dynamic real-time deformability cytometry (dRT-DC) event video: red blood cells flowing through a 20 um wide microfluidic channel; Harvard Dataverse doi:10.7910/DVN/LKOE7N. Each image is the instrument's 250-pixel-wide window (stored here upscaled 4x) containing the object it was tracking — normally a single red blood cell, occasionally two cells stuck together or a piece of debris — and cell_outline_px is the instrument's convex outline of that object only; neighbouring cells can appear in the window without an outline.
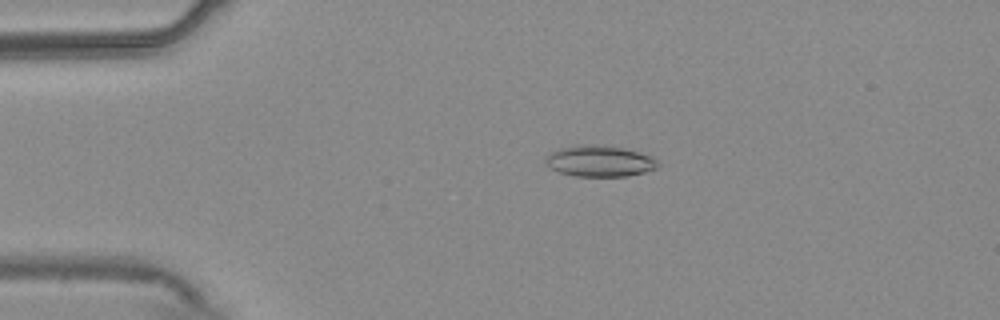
{"species": "common noctule bat (a hibernating species)", "species_latin": "Nyctalus noctula", "temperature_condition": "warm", "stored_images_in_passage": 55, "camera_frame_rate_fps": 3000, "um_per_image_px": 0.085, "animal": {"sex": "male", "body_mass_g": 20.4}, "frame": {"image": 1, "passage_image": 12, "time_ms": 3.667, "image_size_px": [1000, 320], "cell_outline_px": [[660, 164], [656, 168], [644, 172], [628, 176], [576, 176], [560, 172], [544, 164], [544, 160], [552, 152], [560, 148], [576, 144], [604, 144], [624, 148], [652, 156]], "centroid_in_image_um": [50.97, 13.67], "position_along_channel_um": 34.0, "area_um2": 20.52}}
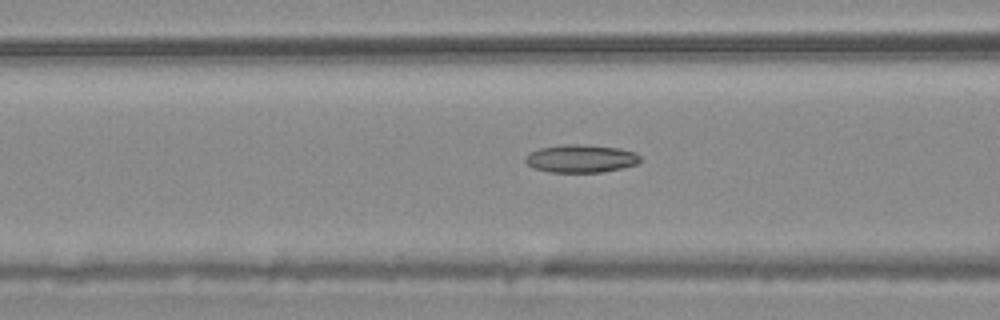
{"frame": {"image": 2, "passage_image": 22, "time_ms": 7.0, "image_size_px": [1000, 320], "cell_outline_px": [[640, 160], [636, 164], [620, 168], [600, 172], [548, 172], [532, 168], [524, 160], [528, 152], [540, 148], [564, 144], [580, 144], [620, 148], [636, 152], [640, 156]], "centroid_in_image_um": [49.34, 13.47], "position_along_channel_um": 117.3, "area_um2": 18.73}}
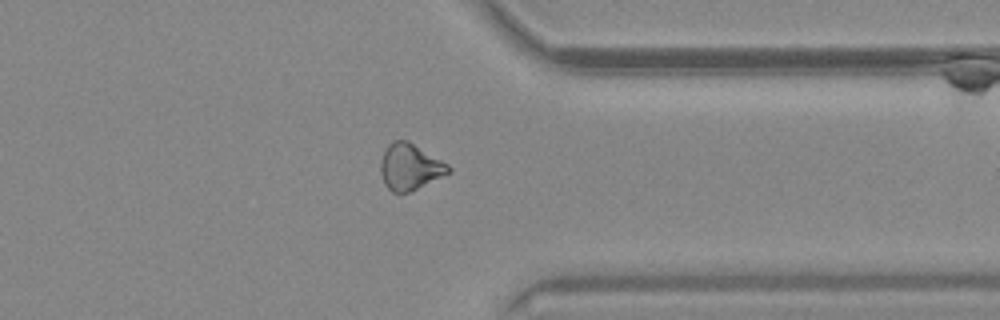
{"frame": {"image": 3, "passage_image": 43, "time_ms": 14.0, "image_size_px": [1000, 320], "cell_outline_px": [[452, 172], [408, 192], [392, 192], [384, 184], [380, 172], [380, 160], [388, 144], [392, 140], [408, 140], [448, 164], [452, 168]], "centroid_in_image_um": [34.83, 14.17], "position_along_channel_um": 376.6, "area_um2": 18.26}, "authors_computed_cell_mechanics": {"area_um2": 19.3052, "velocity_mm_per_s": 3.7617, "shape_relaxation_time_tau1_ms": null, "shape_relaxation_time_tau2_ms": 9.5178, "deformation_change_tau1": null, "deformation_change_tau2": 0.1881}}